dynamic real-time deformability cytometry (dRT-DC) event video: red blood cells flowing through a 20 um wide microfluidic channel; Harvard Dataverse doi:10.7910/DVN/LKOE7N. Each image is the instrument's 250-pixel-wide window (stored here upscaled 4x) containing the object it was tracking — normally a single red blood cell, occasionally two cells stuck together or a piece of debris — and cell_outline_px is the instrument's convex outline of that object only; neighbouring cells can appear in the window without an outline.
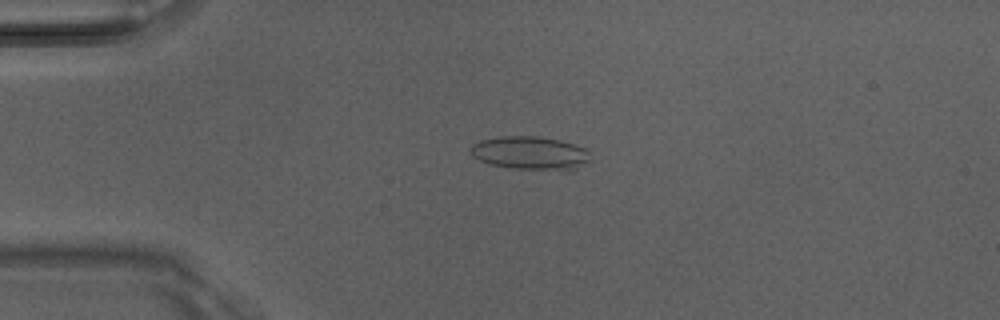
{"species": "Egyptian fruit bat (a non-hibernating species)", "species_latin": "Rousettus aegyptiacus", "temperature_condition": "room temperature", "stored_images_in_passage": 25, "camera_frame_rate_fps": 3000, "um_per_image_px": 0.085, "animal": {"sex": "male"}, "frame": {"image": 1, "passage_image": 12, "time_ms": 3.667, "image_size_px": [1000, 320], "cell_outline_px": [[588, 160], [572, 172], [564, 172], [512, 168], [492, 164], [480, 160], [472, 156], [472, 144], [480, 140], [500, 136], [536, 136], [560, 140], [584, 148], [588, 152]], "centroid_in_image_um": [45.09, 13.03], "position_along_channel_um": 39.9, "area_um2": 23.41}}